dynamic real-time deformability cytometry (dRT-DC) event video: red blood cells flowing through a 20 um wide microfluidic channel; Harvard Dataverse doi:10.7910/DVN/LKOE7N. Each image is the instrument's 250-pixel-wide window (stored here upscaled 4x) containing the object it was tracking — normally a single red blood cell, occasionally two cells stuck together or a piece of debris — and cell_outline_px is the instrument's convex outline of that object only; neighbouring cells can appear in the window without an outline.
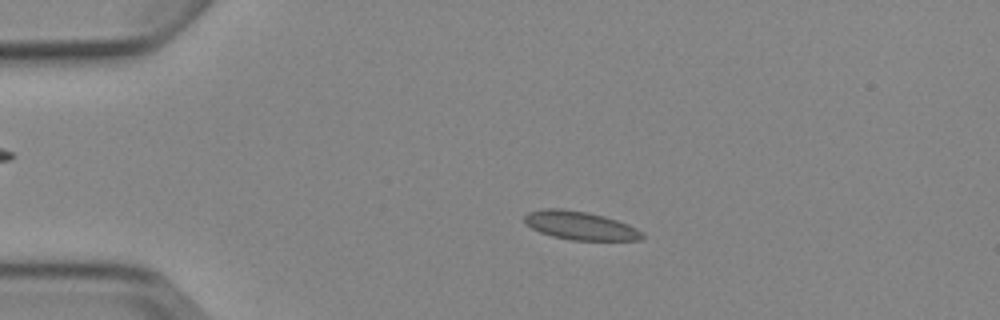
{"species": "Egyptian fruit bat (a non-hibernating species)", "species_latin": "Rousettus aegyptiacus", "temperature_condition": "cold", "stored_images_in_passage": 4, "camera_frame_rate_fps": 3000, "um_per_image_px": 0.085, "animal": {"sex": "female"}, "frame": {"image": 1, "passage_image": 3, "time_ms": 2.333, "image_size_px": [1000, 320], "cell_outline_px": [[644, 236], [640, 240], [568, 240], [552, 236], [540, 232], [532, 228], [524, 220], [524, 216], [528, 212], [544, 208], [560, 208], [588, 212], [604, 216], [628, 224], [644, 232]], "centroid_in_image_um": [49.32, 19.17], "position_along_channel_um": 35.7, "area_um2": 19.54}}